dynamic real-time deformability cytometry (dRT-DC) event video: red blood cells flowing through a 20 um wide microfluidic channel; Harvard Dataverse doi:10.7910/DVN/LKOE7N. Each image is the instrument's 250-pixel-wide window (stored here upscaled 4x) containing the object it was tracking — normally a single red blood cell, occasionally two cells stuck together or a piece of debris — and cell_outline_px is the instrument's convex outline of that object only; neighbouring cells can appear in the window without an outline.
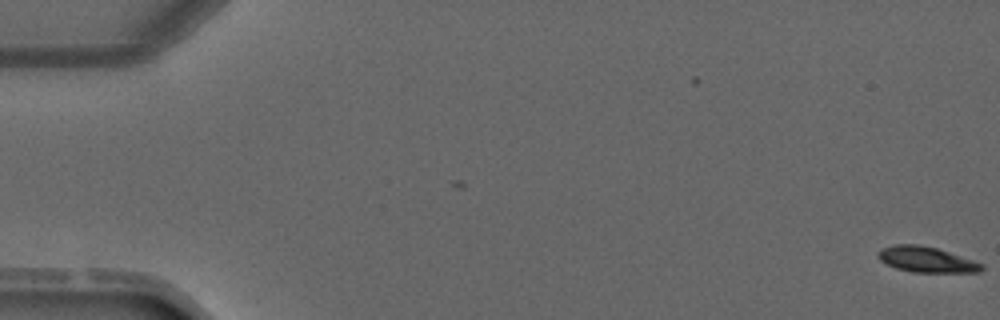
{"species": "common noctule bat (a hibernating species)", "species_latin": "Nyctalus noctula", "temperature_condition": "warm", "stored_images_in_passage": 4, "camera_frame_rate_fps": 3000, "um_per_image_px": 0.085, "animal": {"sex": "male", "forearm_length_mm": 52.5}, "frame": {"image": 1, "passage_image": 1, "time_ms": 0.0, "image_size_px": [1000, 320], "cell_outline_px": [[984, 268], [980, 272], [912, 272], [896, 268], [880, 260], [876, 252], [880, 248], [892, 244], [920, 244], [936, 248], [984, 264]], "centroid_in_image_um": [78.71, 22.05], "position_along_channel_um": 6.3, "area_um2": 15.43}}